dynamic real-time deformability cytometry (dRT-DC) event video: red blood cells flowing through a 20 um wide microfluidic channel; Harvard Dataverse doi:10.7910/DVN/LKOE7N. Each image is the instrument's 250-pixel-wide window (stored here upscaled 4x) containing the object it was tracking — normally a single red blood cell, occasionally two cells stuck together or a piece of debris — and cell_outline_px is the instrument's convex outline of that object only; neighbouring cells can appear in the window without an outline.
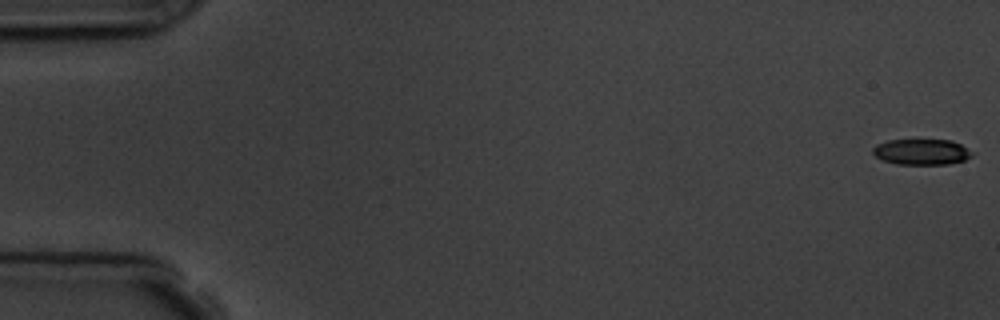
{"species": "common noctule bat (a hibernating species)", "species_latin": "Nyctalus noctula", "temperature_condition": "room temperature", "stored_images_in_passage": 10, "camera_frame_rate_fps": 3000, "um_per_image_px": 0.085, "animal": {"sex": "male", "body_mass_g": 19.5, "forearm_length_mm": 54.6}, "frame": {"image": 1, "passage_image": 1, "time_ms": 0.0, "image_size_px": [1000, 320], "cell_outline_px": [[976, 152], [972, 156], [964, 160], [948, 164], [896, 164], [884, 160], [876, 156], [872, 152], [872, 148], [876, 144], [888, 140], [916, 136], [952, 140]], "centroid_in_image_um": [78.35, 12.84], "position_along_channel_um": 6.7, "area_um2": 15.9}}
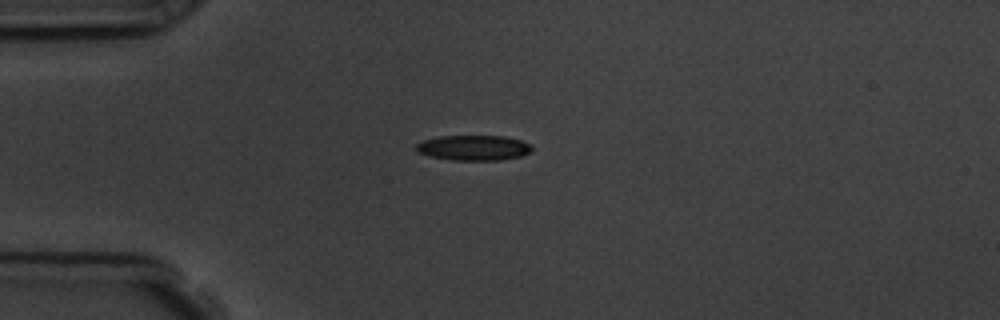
{"frame": {"image": 2, "passage_image": 5, "time_ms": 4.667, "image_size_px": [1000, 320], "cell_outline_px": [[532, 152], [520, 156], [500, 160], [452, 160], [432, 156], [416, 152], [416, 144], [424, 140], [436, 136], [504, 136], [524, 140], [532, 144]], "centroid_in_image_um": [40.3, 12.55], "position_along_channel_um": 44.7, "area_um2": 17.17}}